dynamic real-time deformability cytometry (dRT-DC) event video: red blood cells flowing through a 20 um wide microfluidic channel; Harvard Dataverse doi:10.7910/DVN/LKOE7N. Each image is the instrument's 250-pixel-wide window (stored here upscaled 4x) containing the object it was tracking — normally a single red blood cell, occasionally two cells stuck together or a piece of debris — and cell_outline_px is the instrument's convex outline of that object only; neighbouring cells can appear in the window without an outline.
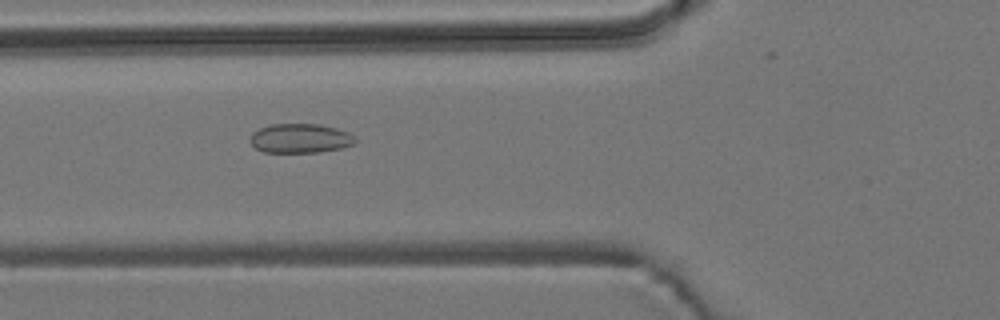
{"species": "common noctule bat (a hibernating species)", "species_latin": "Nyctalus noctula", "temperature_condition": "room temperature", "stored_images_in_passage": 37, "camera_frame_rate_fps": 3000, "um_per_image_px": 0.085, "animal": {"sex": "male", "body_mass_g": 19.2, "forearm_length_mm": 51.8}, "frame": {"image": 1, "passage_image": 14, "time_ms": 4.333, "image_size_px": [1000, 320], "cell_outline_px": [[356, 144], [340, 148], [320, 152], [264, 152], [256, 148], [248, 140], [252, 132], [260, 128], [272, 124], [320, 124], [336, 128], [348, 132], [356, 140]], "centroid_in_image_um": [25.5, 11.76], "position_along_channel_um": 100.3, "area_um2": 17.98}}
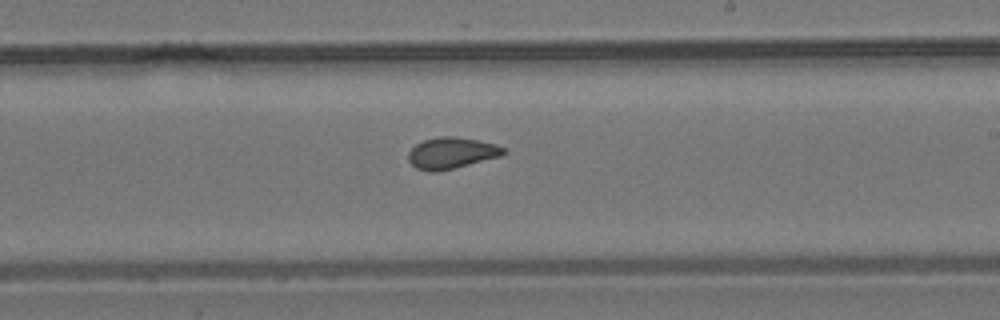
{"frame": {"image": 2, "passage_image": 26, "time_ms": 8.333, "image_size_px": [1000, 320], "cell_outline_px": [[508, 152], [500, 156], [440, 172], [428, 172], [416, 168], [408, 160], [408, 152], [416, 144], [424, 140], [440, 136], [456, 136], [496, 144], [504, 148]], "centroid_in_image_um": [38.36, 13.01], "position_along_channel_um": 250.6, "area_um2": 17.46}}
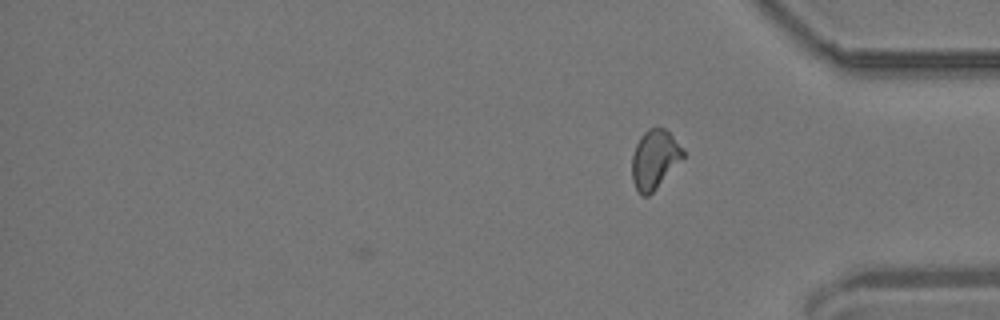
{"frame": {"image": 3, "passage_image": 37, "time_ms": 12.0, "image_size_px": [1000, 320], "cell_outline_px": [[684, 156], [656, 188], [648, 196], [640, 196], [632, 180], [632, 156], [636, 144], [640, 136], [648, 128], [664, 128], [684, 148]], "centroid_in_image_um": [55.62, 13.54], "position_along_channel_um": 379.6, "area_um2": 17.34}, "authors_computed_cell_mechanics": {"area_um2": 17.4556, "velocity_mm_per_s": 3.746, "shape_relaxation_time_tau1_ms": null, "shape_relaxation_time_tau2_ms": 1.3697, "deformation_change_tau1": null, "deformation_change_tau2": 0.0817}}